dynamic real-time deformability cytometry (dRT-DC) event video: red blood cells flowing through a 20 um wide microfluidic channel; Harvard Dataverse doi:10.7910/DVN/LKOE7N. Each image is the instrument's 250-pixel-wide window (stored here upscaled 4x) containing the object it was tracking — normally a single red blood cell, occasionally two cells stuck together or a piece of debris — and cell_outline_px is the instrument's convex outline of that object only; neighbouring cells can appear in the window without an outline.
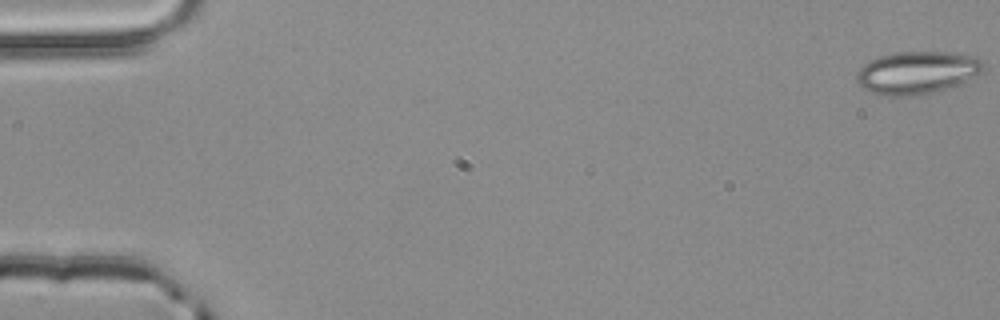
{"species": "common noctule bat (a hibernating species)", "species_latin": "Nyctalus noctula", "temperature_condition": "room temperature", "stored_images_in_passage": 5, "camera_frame_rate_fps": 3000, "um_per_image_px": 0.085, "animal": {"sex": "male", "body_mass_g": 20.4}, "frame": {"image": 1, "passage_image": 1, "time_ms": 0.0, "image_size_px": [1000, 320], "cell_outline_px": [[984, 68], [980, 72], [956, 84], [936, 92], [904, 96], [888, 96], [868, 92], [856, 80], [856, 72], [868, 60], [880, 56], [896, 52], [956, 52], [976, 56], [984, 60]], "centroid_in_image_um": [77.92, 6.15], "position_along_channel_um": 7.1, "area_um2": 31.44}}
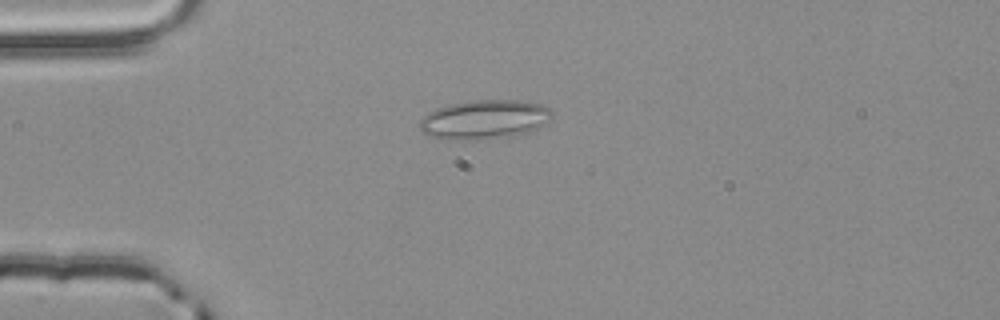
{"frame": {"image": 2, "passage_image": 4, "time_ms": 1.0, "image_size_px": [1000, 320], "cell_outline_px": [[552, 116], [536, 132], [492, 136], [428, 136], [420, 128], [420, 120], [428, 112], [436, 108], [448, 104], [472, 100], [520, 100], [540, 104], [552, 108]], "centroid_in_image_um": [41.27, 10.07], "position_along_channel_um": 43.7, "area_um2": 28.9}}